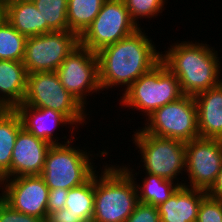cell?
I'll return each instance as SVG.
<instances>
[{
  "label": "cell",
  "mask_w": 222,
  "mask_h": 222,
  "mask_svg": "<svg viewBox=\"0 0 222 222\" xmlns=\"http://www.w3.org/2000/svg\"><path fill=\"white\" fill-rule=\"evenodd\" d=\"M142 31L139 28L96 53L102 91L115 85L116 88L125 86L126 90L161 61L162 52L157 51L154 42Z\"/></svg>",
  "instance_id": "6da1fadb"
},
{
  "label": "cell",
  "mask_w": 222,
  "mask_h": 222,
  "mask_svg": "<svg viewBox=\"0 0 222 222\" xmlns=\"http://www.w3.org/2000/svg\"><path fill=\"white\" fill-rule=\"evenodd\" d=\"M161 61L177 77L184 95L195 96L222 81L218 52L206 43L177 42L161 53Z\"/></svg>",
  "instance_id": "7a4b0ae2"
},
{
  "label": "cell",
  "mask_w": 222,
  "mask_h": 222,
  "mask_svg": "<svg viewBox=\"0 0 222 222\" xmlns=\"http://www.w3.org/2000/svg\"><path fill=\"white\" fill-rule=\"evenodd\" d=\"M126 166L107 164L101 169V175H98L99 172L94 174V212L91 222H125L133 213L139 203L136 175Z\"/></svg>",
  "instance_id": "3957f363"
},
{
  "label": "cell",
  "mask_w": 222,
  "mask_h": 222,
  "mask_svg": "<svg viewBox=\"0 0 222 222\" xmlns=\"http://www.w3.org/2000/svg\"><path fill=\"white\" fill-rule=\"evenodd\" d=\"M121 96L120 105L142 111L146 118L158 108L184 96L177 77L160 61Z\"/></svg>",
  "instance_id": "277c9868"
},
{
  "label": "cell",
  "mask_w": 222,
  "mask_h": 222,
  "mask_svg": "<svg viewBox=\"0 0 222 222\" xmlns=\"http://www.w3.org/2000/svg\"><path fill=\"white\" fill-rule=\"evenodd\" d=\"M66 140L64 144L51 145L47 152L41 176L49 189L69 190L86 183L97 172L90 157L93 153L72 147L73 140Z\"/></svg>",
  "instance_id": "5b68a950"
},
{
  "label": "cell",
  "mask_w": 222,
  "mask_h": 222,
  "mask_svg": "<svg viewBox=\"0 0 222 222\" xmlns=\"http://www.w3.org/2000/svg\"><path fill=\"white\" fill-rule=\"evenodd\" d=\"M50 108L63 114L73 125L85 123V107L61 84L56 71L27 75V90L22 104ZM77 123V124H76Z\"/></svg>",
  "instance_id": "8992f818"
},
{
  "label": "cell",
  "mask_w": 222,
  "mask_h": 222,
  "mask_svg": "<svg viewBox=\"0 0 222 222\" xmlns=\"http://www.w3.org/2000/svg\"><path fill=\"white\" fill-rule=\"evenodd\" d=\"M136 131L133 143L139 148L145 173L177 182V176L186 170L185 142Z\"/></svg>",
  "instance_id": "52a82bcc"
},
{
  "label": "cell",
  "mask_w": 222,
  "mask_h": 222,
  "mask_svg": "<svg viewBox=\"0 0 222 222\" xmlns=\"http://www.w3.org/2000/svg\"><path fill=\"white\" fill-rule=\"evenodd\" d=\"M146 121L142 130L158 137L183 142L199 137L194 96L184 95L180 99L158 108L146 118Z\"/></svg>",
  "instance_id": "ba28073f"
},
{
  "label": "cell",
  "mask_w": 222,
  "mask_h": 222,
  "mask_svg": "<svg viewBox=\"0 0 222 222\" xmlns=\"http://www.w3.org/2000/svg\"><path fill=\"white\" fill-rule=\"evenodd\" d=\"M139 28L131 20L123 0H106L92 24L79 37L80 45L97 53Z\"/></svg>",
  "instance_id": "9c48e42d"
},
{
  "label": "cell",
  "mask_w": 222,
  "mask_h": 222,
  "mask_svg": "<svg viewBox=\"0 0 222 222\" xmlns=\"http://www.w3.org/2000/svg\"><path fill=\"white\" fill-rule=\"evenodd\" d=\"M79 45V36L71 31H52L27 37L22 62L28 74L56 71Z\"/></svg>",
  "instance_id": "30bf717a"
},
{
  "label": "cell",
  "mask_w": 222,
  "mask_h": 222,
  "mask_svg": "<svg viewBox=\"0 0 222 222\" xmlns=\"http://www.w3.org/2000/svg\"><path fill=\"white\" fill-rule=\"evenodd\" d=\"M56 73L65 89L84 107L86 96L101 90L97 54L81 45L64 59Z\"/></svg>",
  "instance_id": "8fae6325"
},
{
  "label": "cell",
  "mask_w": 222,
  "mask_h": 222,
  "mask_svg": "<svg viewBox=\"0 0 222 222\" xmlns=\"http://www.w3.org/2000/svg\"><path fill=\"white\" fill-rule=\"evenodd\" d=\"M185 160L190 182L183 186L208 192L222 166V139L198 137L185 142Z\"/></svg>",
  "instance_id": "7c38bea8"
},
{
  "label": "cell",
  "mask_w": 222,
  "mask_h": 222,
  "mask_svg": "<svg viewBox=\"0 0 222 222\" xmlns=\"http://www.w3.org/2000/svg\"><path fill=\"white\" fill-rule=\"evenodd\" d=\"M0 187L1 199L12 209L46 220L50 189L41 175L4 179Z\"/></svg>",
  "instance_id": "4fadbf2b"
},
{
  "label": "cell",
  "mask_w": 222,
  "mask_h": 222,
  "mask_svg": "<svg viewBox=\"0 0 222 222\" xmlns=\"http://www.w3.org/2000/svg\"><path fill=\"white\" fill-rule=\"evenodd\" d=\"M51 144L22 128L16 137L11 168L2 180L18 176L41 175Z\"/></svg>",
  "instance_id": "5bb4252c"
},
{
  "label": "cell",
  "mask_w": 222,
  "mask_h": 222,
  "mask_svg": "<svg viewBox=\"0 0 222 222\" xmlns=\"http://www.w3.org/2000/svg\"><path fill=\"white\" fill-rule=\"evenodd\" d=\"M15 110L19 113L23 128L35 137L43 139L51 145L63 144L54 135L56 127L72 126L73 124L61 113L50 108H36L28 105H18Z\"/></svg>",
  "instance_id": "9a60e30c"
},
{
  "label": "cell",
  "mask_w": 222,
  "mask_h": 222,
  "mask_svg": "<svg viewBox=\"0 0 222 222\" xmlns=\"http://www.w3.org/2000/svg\"><path fill=\"white\" fill-rule=\"evenodd\" d=\"M194 98L199 137L222 139V81Z\"/></svg>",
  "instance_id": "2e32d148"
},
{
  "label": "cell",
  "mask_w": 222,
  "mask_h": 222,
  "mask_svg": "<svg viewBox=\"0 0 222 222\" xmlns=\"http://www.w3.org/2000/svg\"><path fill=\"white\" fill-rule=\"evenodd\" d=\"M206 191L179 186L168 200L157 206L161 222H196Z\"/></svg>",
  "instance_id": "e0dca14e"
},
{
  "label": "cell",
  "mask_w": 222,
  "mask_h": 222,
  "mask_svg": "<svg viewBox=\"0 0 222 222\" xmlns=\"http://www.w3.org/2000/svg\"><path fill=\"white\" fill-rule=\"evenodd\" d=\"M27 75L22 61L0 60V104L4 109H15L23 103Z\"/></svg>",
  "instance_id": "ac0fdd59"
},
{
  "label": "cell",
  "mask_w": 222,
  "mask_h": 222,
  "mask_svg": "<svg viewBox=\"0 0 222 222\" xmlns=\"http://www.w3.org/2000/svg\"><path fill=\"white\" fill-rule=\"evenodd\" d=\"M6 20L22 35L42 34V16L33 1L5 0Z\"/></svg>",
  "instance_id": "d6986e66"
},
{
  "label": "cell",
  "mask_w": 222,
  "mask_h": 222,
  "mask_svg": "<svg viewBox=\"0 0 222 222\" xmlns=\"http://www.w3.org/2000/svg\"><path fill=\"white\" fill-rule=\"evenodd\" d=\"M23 128L19 113L15 109L0 112V177L11 168V158L18 132Z\"/></svg>",
  "instance_id": "ffe728a7"
},
{
  "label": "cell",
  "mask_w": 222,
  "mask_h": 222,
  "mask_svg": "<svg viewBox=\"0 0 222 222\" xmlns=\"http://www.w3.org/2000/svg\"><path fill=\"white\" fill-rule=\"evenodd\" d=\"M143 184H136L139 203L148 204L152 206H159L170 198V196L183 186L182 182L174 183V181L166 180L156 175L146 173ZM141 185V186H140Z\"/></svg>",
  "instance_id": "44dd1931"
},
{
  "label": "cell",
  "mask_w": 222,
  "mask_h": 222,
  "mask_svg": "<svg viewBox=\"0 0 222 222\" xmlns=\"http://www.w3.org/2000/svg\"><path fill=\"white\" fill-rule=\"evenodd\" d=\"M106 0H68V31L79 37L92 24Z\"/></svg>",
  "instance_id": "7402d4cb"
},
{
  "label": "cell",
  "mask_w": 222,
  "mask_h": 222,
  "mask_svg": "<svg viewBox=\"0 0 222 222\" xmlns=\"http://www.w3.org/2000/svg\"><path fill=\"white\" fill-rule=\"evenodd\" d=\"M42 16V34L68 31V0H32Z\"/></svg>",
  "instance_id": "603a6c76"
},
{
  "label": "cell",
  "mask_w": 222,
  "mask_h": 222,
  "mask_svg": "<svg viewBox=\"0 0 222 222\" xmlns=\"http://www.w3.org/2000/svg\"><path fill=\"white\" fill-rule=\"evenodd\" d=\"M65 208L79 216L84 222H91L94 212V175L80 186L69 189Z\"/></svg>",
  "instance_id": "cb8c5ba5"
},
{
  "label": "cell",
  "mask_w": 222,
  "mask_h": 222,
  "mask_svg": "<svg viewBox=\"0 0 222 222\" xmlns=\"http://www.w3.org/2000/svg\"><path fill=\"white\" fill-rule=\"evenodd\" d=\"M27 37L7 20L0 26V60L23 61Z\"/></svg>",
  "instance_id": "d4e9b609"
},
{
  "label": "cell",
  "mask_w": 222,
  "mask_h": 222,
  "mask_svg": "<svg viewBox=\"0 0 222 222\" xmlns=\"http://www.w3.org/2000/svg\"><path fill=\"white\" fill-rule=\"evenodd\" d=\"M131 20L139 27V18H154L163 11L166 0H123Z\"/></svg>",
  "instance_id": "484cf974"
},
{
  "label": "cell",
  "mask_w": 222,
  "mask_h": 222,
  "mask_svg": "<svg viewBox=\"0 0 222 222\" xmlns=\"http://www.w3.org/2000/svg\"><path fill=\"white\" fill-rule=\"evenodd\" d=\"M196 222H222V200L207 194L200 203Z\"/></svg>",
  "instance_id": "4316f807"
},
{
  "label": "cell",
  "mask_w": 222,
  "mask_h": 222,
  "mask_svg": "<svg viewBox=\"0 0 222 222\" xmlns=\"http://www.w3.org/2000/svg\"><path fill=\"white\" fill-rule=\"evenodd\" d=\"M125 222H161V219L157 207L138 203Z\"/></svg>",
  "instance_id": "83f0119b"
},
{
  "label": "cell",
  "mask_w": 222,
  "mask_h": 222,
  "mask_svg": "<svg viewBox=\"0 0 222 222\" xmlns=\"http://www.w3.org/2000/svg\"><path fill=\"white\" fill-rule=\"evenodd\" d=\"M0 222H45L38 217L27 215L12 209L0 199Z\"/></svg>",
  "instance_id": "f1b7e54d"
},
{
  "label": "cell",
  "mask_w": 222,
  "mask_h": 222,
  "mask_svg": "<svg viewBox=\"0 0 222 222\" xmlns=\"http://www.w3.org/2000/svg\"><path fill=\"white\" fill-rule=\"evenodd\" d=\"M68 191L69 190L63 188L49 190L47 204L48 213L65 208Z\"/></svg>",
  "instance_id": "f546056e"
},
{
  "label": "cell",
  "mask_w": 222,
  "mask_h": 222,
  "mask_svg": "<svg viewBox=\"0 0 222 222\" xmlns=\"http://www.w3.org/2000/svg\"><path fill=\"white\" fill-rule=\"evenodd\" d=\"M45 222H84L79 216L73 214L67 208H63L47 215Z\"/></svg>",
  "instance_id": "4dcf8cb0"
},
{
  "label": "cell",
  "mask_w": 222,
  "mask_h": 222,
  "mask_svg": "<svg viewBox=\"0 0 222 222\" xmlns=\"http://www.w3.org/2000/svg\"><path fill=\"white\" fill-rule=\"evenodd\" d=\"M207 194L213 198L222 200V166L217 179Z\"/></svg>",
  "instance_id": "1f68e13d"
},
{
  "label": "cell",
  "mask_w": 222,
  "mask_h": 222,
  "mask_svg": "<svg viewBox=\"0 0 222 222\" xmlns=\"http://www.w3.org/2000/svg\"><path fill=\"white\" fill-rule=\"evenodd\" d=\"M6 21L5 0H0V26Z\"/></svg>",
  "instance_id": "d6a6232c"
},
{
  "label": "cell",
  "mask_w": 222,
  "mask_h": 222,
  "mask_svg": "<svg viewBox=\"0 0 222 222\" xmlns=\"http://www.w3.org/2000/svg\"><path fill=\"white\" fill-rule=\"evenodd\" d=\"M2 183H3V180H2V178L0 177V185H2ZM0 189H2V187H1ZM1 196H2V194H0V199H1Z\"/></svg>",
  "instance_id": "836d02e7"
},
{
  "label": "cell",
  "mask_w": 222,
  "mask_h": 222,
  "mask_svg": "<svg viewBox=\"0 0 222 222\" xmlns=\"http://www.w3.org/2000/svg\"><path fill=\"white\" fill-rule=\"evenodd\" d=\"M4 108L2 107V105L0 104V112L3 110Z\"/></svg>",
  "instance_id": "e575fe53"
}]
</instances>
